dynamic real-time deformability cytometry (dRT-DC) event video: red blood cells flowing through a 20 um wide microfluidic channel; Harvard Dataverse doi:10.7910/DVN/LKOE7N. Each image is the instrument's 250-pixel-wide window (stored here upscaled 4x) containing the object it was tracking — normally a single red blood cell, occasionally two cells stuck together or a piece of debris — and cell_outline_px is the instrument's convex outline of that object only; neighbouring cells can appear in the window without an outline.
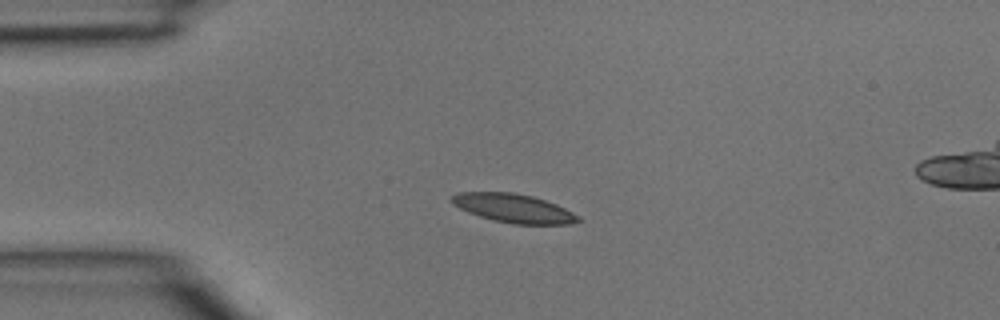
{"species": "common noctule bat (a hibernating species)", "species_latin": "Nyctalus noctula", "temperature_condition": "room temperature", "stored_images_in_passage": 3, "camera_frame_rate_fps": 3000, "um_per_image_px": 0.085, "animal": {"sex": "male", "body_mass_g": 15.6}, "frame": {"image": 1, "passage_image": 2, "time_ms": 0.333, "image_size_px": [1000, 320], "cell_outline_px": [[584, 220], [568, 224], [512, 224], [492, 220], [468, 212], [452, 204], [448, 200], [448, 196], [456, 192], [512, 192], [532, 196], [556, 204], [580, 216]], "centroid_in_image_um": [43.61, 17.69], "position_along_channel_um": 41.4, "area_um2": 21.39}}